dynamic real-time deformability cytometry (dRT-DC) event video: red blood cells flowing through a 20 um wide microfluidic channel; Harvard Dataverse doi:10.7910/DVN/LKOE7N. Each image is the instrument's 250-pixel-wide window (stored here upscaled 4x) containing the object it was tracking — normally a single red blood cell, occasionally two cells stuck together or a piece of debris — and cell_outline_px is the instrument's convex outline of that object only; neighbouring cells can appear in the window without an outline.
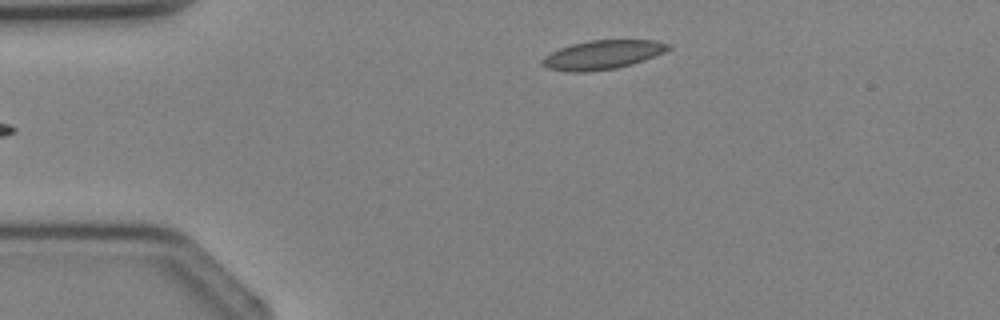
{"species": "Egyptian fruit bat (a non-hibernating species)", "species_latin": "Rousettus aegyptiacus", "temperature_condition": "cold", "stored_images_in_passage": 3, "camera_frame_rate_fps": 3000, "um_per_image_px": 0.085, "animal": {"sex": "female"}, "frame": {"image": 1, "passage_image": 3, "time_ms": 2.333, "image_size_px": [1000, 320], "cell_outline_px": [[672, 48], [664, 52], [644, 60], [632, 64], [616, 68], [584, 72], [576, 72], [548, 68], [540, 64], [540, 60], [544, 56], [560, 48], [572, 44], [588, 40], [656, 40], [672, 44]], "centroid_in_image_um": [51.24, 4.64], "position_along_channel_um": 33.8, "area_um2": 21.27}}